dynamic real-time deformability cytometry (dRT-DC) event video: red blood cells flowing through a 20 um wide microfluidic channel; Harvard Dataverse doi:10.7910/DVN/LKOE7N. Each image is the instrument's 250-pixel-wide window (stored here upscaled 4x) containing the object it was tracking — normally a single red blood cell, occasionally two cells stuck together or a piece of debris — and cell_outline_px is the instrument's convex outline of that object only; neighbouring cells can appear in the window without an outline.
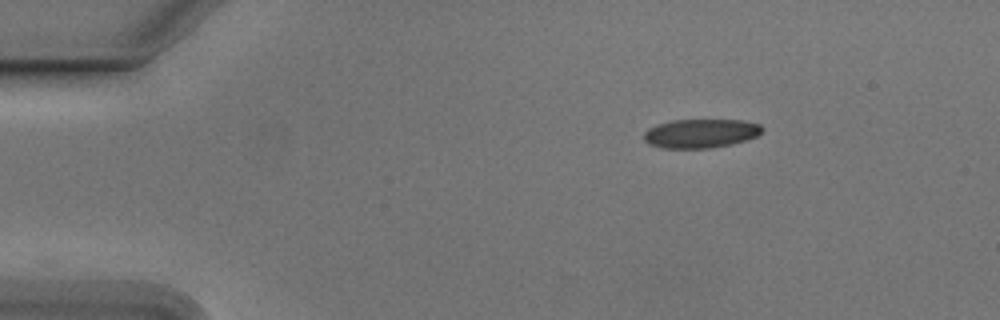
{"species": "Egyptian fruit bat (a non-hibernating species)", "species_latin": "Rousettus aegyptiacus", "temperature_condition": "cold", "stored_images_in_passage": 7, "camera_frame_rate_fps": 3000, "um_per_image_px": 0.085, "animal": {"sex": "male"}, "frame": {"image": 1, "passage_image": 1, "time_ms": 0.0, "image_size_px": [1000, 320], "cell_outline_px": [[764, 128], [756, 136], [748, 140], [732, 144], [708, 148], [660, 148], [648, 144], [644, 140], [644, 132], [648, 128], [672, 120], [740, 120], [760, 124]], "centroid_in_image_um": [59.55, 11.34], "position_along_channel_um": 25.4, "area_um2": 19.94}}